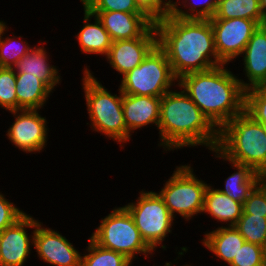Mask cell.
<instances>
[{
	"label": "cell",
	"instance_id": "27",
	"mask_svg": "<svg viewBox=\"0 0 266 266\" xmlns=\"http://www.w3.org/2000/svg\"><path fill=\"white\" fill-rule=\"evenodd\" d=\"M190 1L193 2V0H182V2L172 0L171 15L181 19H210L216 13L219 0H198V3ZM184 8L186 10H183Z\"/></svg>",
	"mask_w": 266,
	"mask_h": 266
},
{
	"label": "cell",
	"instance_id": "17",
	"mask_svg": "<svg viewBox=\"0 0 266 266\" xmlns=\"http://www.w3.org/2000/svg\"><path fill=\"white\" fill-rule=\"evenodd\" d=\"M160 103L161 97L122 93L123 115L127 131L132 135L135 130L147 125H155L158 129Z\"/></svg>",
	"mask_w": 266,
	"mask_h": 266
},
{
	"label": "cell",
	"instance_id": "18",
	"mask_svg": "<svg viewBox=\"0 0 266 266\" xmlns=\"http://www.w3.org/2000/svg\"><path fill=\"white\" fill-rule=\"evenodd\" d=\"M39 45H35L25 56H23L14 67L16 73H26V75L37 76L52 91L61 83V76L58 67L49 63V56L46 48L38 41Z\"/></svg>",
	"mask_w": 266,
	"mask_h": 266
},
{
	"label": "cell",
	"instance_id": "38",
	"mask_svg": "<svg viewBox=\"0 0 266 266\" xmlns=\"http://www.w3.org/2000/svg\"><path fill=\"white\" fill-rule=\"evenodd\" d=\"M259 123L261 124V126H262V128L266 134V122H259Z\"/></svg>",
	"mask_w": 266,
	"mask_h": 266
},
{
	"label": "cell",
	"instance_id": "15",
	"mask_svg": "<svg viewBox=\"0 0 266 266\" xmlns=\"http://www.w3.org/2000/svg\"><path fill=\"white\" fill-rule=\"evenodd\" d=\"M97 16L112 41L142 37L153 25L145 13L120 11H89Z\"/></svg>",
	"mask_w": 266,
	"mask_h": 266
},
{
	"label": "cell",
	"instance_id": "26",
	"mask_svg": "<svg viewBox=\"0 0 266 266\" xmlns=\"http://www.w3.org/2000/svg\"><path fill=\"white\" fill-rule=\"evenodd\" d=\"M88 241L87 252L81 256V266H132L124 255L100 247L90 237Z\"/></svg>",
	"mask_w": 266,
	"mask_h": 266
},
{
	"label": "cell",
	"instance_id": "29",
	"mask_svg": "<svg viewBox=\"0 0 266 266\" xmlns=\"http://www.w3.org/2000/svg\"><path fill=\"white\" fill-rule=\"evenodd\" d=\"M16 71L0 67V107L5 111L17 110Z\"/></svg>",
	"mask_w": 266,
	"mask_h": 266
},
{
	"label": "cell",
	"instance_id": "41",
	"mask_svg": "<svg viewBox=\"0 0 266 266\" xmlns=\"http://www.w3.org/2000/svg\"><path fill=\"white\" fill-rule=\"evenodd\" d=\"M263 180L266 182V173L263 175Z\"/></svg>",
	"mask_w": 266,
	"mask_h": 266
},
{
	"label": "cell",
	"instance_id": "16",
	"mask_svg": "<svg viewBox=\"0 0 266 266\" xmlns=\"http://www.w3.org/2000/svg\"><path fill=\"white\" fill-rule=\"evenodd\" d=\"M242 55L243 72L248 79L245 82L239 78L242 87L247 90L266 86V24L259 25L253 32Z\"/></svg>",
	"mask_w": 266,
	"mask_h": 266
},
{
	"label": "cell",
	"instance_id": "10",
	"mask_svg": "<svg viewBox=\"0 0 266 266\" xmlns=\"http://www.w3.org/2000/svg\"><path fill=\"white\" fill-rule=\"evenodd\" d=\"M209 20L214 32L218 59L226 65L241 57L253 32L259 26L256 21L245 18Z\"/></svg>",
	"mask_w": 266,
	"mask_h": 266
},
{
	"label": "cell",
	"instance_id": "14",
	"mask_svg": "<svg viewBox=\"0 0 266 266\" xmlns=\"http://www.w3.org/2000/svg\"><path fill=\"white\" fill-rule=\"evenodd\" d=\"M156 45L157 31L153 25L142 37L113 41L105 59L122 77L139 66Z\"/></svg>",
	"mask_w": 266,
	"mask_h": 266
},
{
	"label": "cell",
	"instance_id": "36",
	"mask_svg": "<svg viewBox=\"0 0 266 266\" xmlns=\"http://www.w3.org/2000/svg\"><path fill=\"white\" fill-rule=\"evenodd\" d=\"M260 1V10L262 13L263 18V25L266 24V0H259Z\"/></svg>",
	"mask_w": 266,
	"mask_h": 266
},
{
	"label": "cell",
	"instance_id": "2",
	"mask_svg": "<svg viewBox=\"0 0 266 266\" xmlns=\"http://www.w3.org/2000/svg\"><path fill=\"white\" fill-rule=\"evenodd\" d=\"M180 89L161 97L158 147L162 146L164 151L200 145L210 151L217 149L220 129Z\"/></svg>",
	"mask_w": 266,
	"mask_h": 266
},
{
	"label": "cell",
	"instance_id": "24",
	"mask_svg": "<svg viewBox=\"0 0 266 266\" xmlns=\"http://www.w3.org/2000/svg\"><path fill=\"white\" fill-rule=\"evenodd\" d=\"M245 18L263 25L259 0H219L215 15L210 19Z\"/></svg>",
	"mask_w": 266,
	"mask_h": 266
},
{
	"label": "cell",
	"instance_id": "9",
	"mask_svg": "<svg viewBox=\"0 0 266 266\" xmlns=\"http://www.w3.org/2000/svg\"><path fill=\"white\" fill-rule=\"evenodd\" d=\"M139 194L136 201L124 207L132 216L141 237L154 253L158 247L166 250L167 247L162 242L172 233L175 219L157 192L142 189Z\"/></svg>",
	"mask_w": 266,
	"mask_h": 266
},
{
	"label": "cell",
	"instance_id": "37",
	"mask_svg": "<svg viewBox=\"0 0 266 266\" xmlns=\"http://www.w3.org/2000/svg\"><path fill=\"white\" fill-rule=\"evenodd\" d=\"M262 249H263L264 262H265V266H266V239H265V242L262 246Z\"/></svg>",
	"mask_w": 266,
	"mask_h": 266
},
{
	"label": "cell",
	"instance_id": "19",
	"mask_svg": "<svg viewBox=\"0 0 266 266\" xmlns=\"http://www.w3.org/2000/svg\"><path fill=\"white\" fill-rule=\"evenodd\" d=\"M215 158H221L223 161H228L231 164V168H234L236 172L232 173L224 181V189L218 190L230 197L231 199L244 203L248 198L250 192L254 187L263 179V176L255 172L250 166L238 164L227 160L217 149L212 150Z\"/></svg>",
	"mask_w": 266,
	"mask_h": 266
},
{
	"label": "cell",
	"instance_id": "40",
	"mask_svg": "<svg viewBox=\"0 0 266 266\" xmlns=\"http://www.w3.org/2000/svg\"><path fill=\"white\" fill-rule=\"evenodd\" d=\"M5 24H6V22L0 20V30H1V28H2Z\"/></svg>",
	"mask_w": 266,
	"mask_h": 266
},
{
	"label": "cell",
	"instance_id": "3",
	"mask_svg": "<svg viewBox=\"0 0 266 266\" xmlns=\"http://www.w3.org/2000/svg\"><path fill=\"white\" fill-rule=\"evenodd\" d=\"M226 64L178 79L182 88L210 120L221 129L245 111V89Z\"/></svg>",
	"mask_w": 266,
	"mask_h": 266
},
{
	"label": "cell",
	"instance_id": "13",
	"mask_svg": "<svg viewBox=\"0 0 266 266\" xmlns=\"http://www.w3.org/2000/svg\"><path fill=\"white\" fill-rule=\"evenodd\" d=\"M37 257L52 266H81L82 254L69 240L52 228L38 222L34 233Z\"/></svg>",
	"mask_w": 266,
	"mask_h": 266
},
{
	"label": "cell",
	"instance_id": "30",
	"mask_svg": "<svg viewBox=\"0 0 266 266\" xmlns=\"http://www.w3.org/2000/svg\"><path fill=\"white\" fill-rule=\"evenodd\" d=\"M245 112L256 122H266V86L245 91Z\"/></svg>",
	"mask_w": 266,
	"mask_h": 266
},
{
	"label": "cell",
	"instance_id": "22",
	"mask_svg": "<svg viewBox=\"0 0 266 266\" xmlns=\"http://www.w3.org/2000/svg\"><path fill=\"white\" fill-rule=\"evenodd\" d=\"M242 212V203L221 193L217 188H213L211 184L208 185L205 192L203 214H209L214 220L221 222V226L226 223L225 226L229 227L236 224L240 219Z\"/></svg>",
	"mask_w": 266,
	"mask_h": 266
},
{
	"label": "cell",
	"instance_id": "7",
	"mask_svg": "<svg viewBox=\"0 0 266 266\" xmlns=\"http://www.w3.org/2000/svg\"><path fill=\"white\" fill-rule=\"evenodd\" d=\"M176 83L165 52L156 45L139 66L122 76L118 88L123 94L162 97Z\"/></svg>",
	"mask_w": 266,
	"mask_h": 266
},
{
	"label": "cell",
	"instance_id": "8",
	"mask_svg": "<svg viewBox=\"0 0 266 266\" xmlns=\"http://www.w3.org/2000/svg\"><path fill=\"white\" fill-rule=\"evenodd\" d=\"M209 184L196 177L191 164L176 166L172 176L157 193L170 214L189 221L202 214L205 192Z\"/></svg>",
	"mask_w": 266,
	"mask_h": 266
},
{
	"label": "cell",
	"instance_id": "31",
	"mask_svg": "<svg viewBox=\"0 0 266 266\" xmlns=\"http://www.w3.org/2000/svg\"><path fill=\"white\" fill-rule=\"evenodd\" d=\"M88 11H120L144 13L134 0H80Z\"/></svg>",
	"mask_w": 266,
	"mask_h": 266
},
{
	"label": "cell",
	"instance_id": "4",
	"mask_svg": "<svg viewBox=\"0 0 266 266\" xmlns=\"http://www.w3.org/2000/svg\"><path fill=\"white\" fill-rule=\"evenodd\" d=\"M217 150L229 161L266 173V134L259 122L245 111L220 129Z\"/></svg>",
	"mask_w": 266,
	"mask_h": 266
},
{
	"label": "cell",
	"instance_id": "5",
	"mask_svg": "<svg viewBox=\"0 0 266 266\" xmlns=\"http://www.w3.org/2000/svg\"><path fill=\"white\" fill-rule=\"evenodd\" d=\"M83 69L82 89L85 93L90 128L117 144L120 143L122 148L132 136L124 121L122 92L118 89L119 95L111 93L87 66Z\"/></svg>",
	"mask_w": 266,
	"mask_h": 266
},
{
	"label": "cell",
	"instance_id": "11",
	"mask_svg": "<svg viewBox=\"0 0 266 266\" xmlns=\"http://www.w3.org/2000/svg\"><path fill=\"white\" fill-rule=\"evenodd\" d=\"M15 118L7 130L12 145L25 153H40L47 146L48 122L39 110L22 109L10 111Z\"/></svg>",
	"mask_w": 266,
	"mask_h": 266
},
{
	"label": "cell",
	"instance_id": "33",
	"mask_svg": "<svg viewBox=\"0 0 266 266\" xmlns=\"http://www.w3.org/2000/svg\"><path fill=\"white\" fill-rule=\"evenodd\" d=\"M243 211L246 214L266 217V182L263 179L254 187L243 203Z\"/></svg>",
	"mask_w": 266,
	"mask_h": 266
},
{
	"label": "cell",
	"instance_id": "28",
	"mask_svg": "<svg viewBox=\"0 0 266 266\" xmlns=\"http://www.w3.org/2000/svg\"><path fill=\"white\" fill-rule=\"evenodd\" d=\"M234 227L246 242L263 246L266 239V217L246 214L243 211Z\"/></svg>",
	"mask_w": 266,
	"mask_h": 266
},
{
	"label": "cell",
	"instance_id": "21",
	"mask_svg": "<svg viewBox=\"0 0 266 266\" xmlns=\"http://www.w3.org/2000/svg\"><path fill=\"white\" fill-rule=\"evenodd\" d=\"M245 242L244 237L234 226H221L209 232H204L201 243L214 254V257L225 261L228 265Z\"/></svg>",
	"mask_w": 266,
	"mask_h": 266
},
{
	"label": "cell",
	"instance_id": "12",
	"mask_svg": "<svg viewBox=\"0 0 266 266\" xmlns=\"http://www.w3.org/2000/svg\"><path fill=\"white\" fill-rule=\"evenodd\" d=\"M39 220L25 213L13 225L0 232V266H24L34 245L35 228ZM33 229L28 235L27 229Z\"/></svg>",
	"mask_w": 266,
	"mask_h": 266
},
{
	"label": "cell",
	"instance_id": "20",
	"mask_svg": "<svg viewBox=\"0 0 266 266\" xmlns=\"http://www.w3.org/2000/svg\"><path fill=\"white\" fill-rule=\"evenodd\" d=\"M83 9V27L76 35L81 52L86 55L95 54L106 57L113 41L98 17L85 7Z\"/></svg>",
	"mask_w": 266,
	"mask_h": 266
},
{
	"label": "cell",
	"instance_id": "23",
	"mask_svg": "<svg viewBox=\"0 0 266 266\" xmlns=\"http://www.w3.org/2000/svg\"><path fill=\"white\" fill-rule=\"evenodd\" d=\"M17 110H40L53 91L37 76L16 73Z\"/></svg>",
	"mask_w": 266,
	"mask_h": 266
},
{
	"label": "cell",
	"instance_id": "35",
	"mask_svg": "<svg viewBox=\"0 0 266 266\" xmlns=\"http://www.w3.org/2000/svg\"><path fill=\"white\" fill-rule=\"evenodd\" d=\"M25 213L0 192V232L13 225Z\"/></svg>",
	"mask_w": 266,
	"mask_h": 266
},
{
	"label": "cell",
	"instance_id": "32",
	"mask_svg": "<svg viewBox=\"0 0 266 266\" xmlns=\"http://www.w3.org/2000/svg\"><path fill=\"white\" fill-rule=\"evenodd\" d=\"M228 266H265L262 247L245 241Z\"/></svg>",
	"mask_w": 266,
	"mask_h": 266
},
{
	"label": "cell",
	"instance_id": "25",
	"mask_svg": "<svg viewBox=\"0 0 266 266\" xmlns=\"http://www.w3.org/2000/svg\"><path fill=\"white\" fill-rule=\"evenodd\" d=\"M7 23L0 30V67L1 68H14L19 60L25 56L33 46H29L28 42L22 40L23 36L13 35L5 36L8 32ZM18 38V40H17ZM22 40V41H21Z\"/></svg>",
	"mask_w": 266,
	"mask_h": 266
},
{
	"label": "cell",
	"instance_id": "34",
	"mask_svg": "<svg viewBox=\"0 0 266 266\" xmlns=\"http://www.w3.org/2000/svg\"><path fill=\"white\" fill-rule=\"evenodd\" d=\"M136 5L154 22L171 14L172 0H134Z\"/></svg>",
	"mask_w": 266,
	"mask_h": 266
},
{
	"label": "cell",
	"instance_id": "1",
	"mask_svg": "<svg viewBox=\"0 0 266 266\" xmlns=\"http://www.w3.org/2000/svg\"><path fill=\"white\" fill-rule=\"evenodd\" d=\"M154 25L157 45L165 52L177 79L223 65L209 19H181L169 14Z\"/></svg>",
	"mask_w": 266,
	"mask_h": 266
},
{
	"label": "cell",
	"instance_id": "39",
	"mask_svg": "<svg viewBox=\"0 0 266 266\" xmlns=\"http://www.w3.org/2000/svg\"><path fill=\"white\" fill-rule=\"evenodd\" d=\"M164 266H172V262H166ZM183 266H191V265L185 264Z\"/></svg>",
	"mask_w": 266,
	"mask_h": 266
},
{
	"label": "cell",
	"instance_id": "6",
	"mask_svg": "<svg viewBox=\"0 0 266 266\" xmlns=\"http://www.w3.org/2000/svg\"><path fill=\"white\" fill-rule=\"evenodd\" d=\"M90 238L100 247L113 250L124 255L132 263L139 259L138 255L148 254L152 258L154 251L145 243L134 220L128 210L122 207H115L104 218Z\"/></svg>",
	"mask_w": 266,
	"mask_h": 266
}]
</instances>
